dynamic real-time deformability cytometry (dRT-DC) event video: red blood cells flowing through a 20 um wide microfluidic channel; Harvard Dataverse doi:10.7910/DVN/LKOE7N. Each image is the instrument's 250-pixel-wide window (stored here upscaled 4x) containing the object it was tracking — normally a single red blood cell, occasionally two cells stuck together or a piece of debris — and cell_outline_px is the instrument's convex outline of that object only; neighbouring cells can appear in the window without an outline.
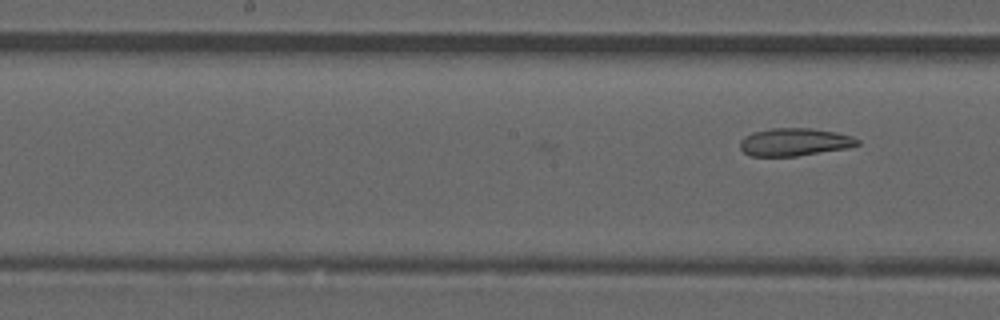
{"species": "common noctule bat (a hibernating species)", "species_latin": "Nyctalus noctula", "temperature_condition": "room temperature", "stored_images_in_passage": 8, "camera_frame_rate_fps": 3000, "um_per_image_px": 0.085, "animal": {"sex": "male", "forearm_length_mm": 52.5}, "frame": {"image": 1, "passage_image": 8, "time_ms": 2.333, "image_size_px": [1000, 320], "cell_outline_px": [[860, 144], [848, 148], [796, 156], [748, 156], [740, 148], [740, 140], [744, 136], [752, 132], [772, 128], [812, 128], [836, 132], [852, 136], [860, 140]], "centroid_in_image_um": [67.53, 12.07], "position_along_channel_um": 180.7, "area_um2": 19.13}}